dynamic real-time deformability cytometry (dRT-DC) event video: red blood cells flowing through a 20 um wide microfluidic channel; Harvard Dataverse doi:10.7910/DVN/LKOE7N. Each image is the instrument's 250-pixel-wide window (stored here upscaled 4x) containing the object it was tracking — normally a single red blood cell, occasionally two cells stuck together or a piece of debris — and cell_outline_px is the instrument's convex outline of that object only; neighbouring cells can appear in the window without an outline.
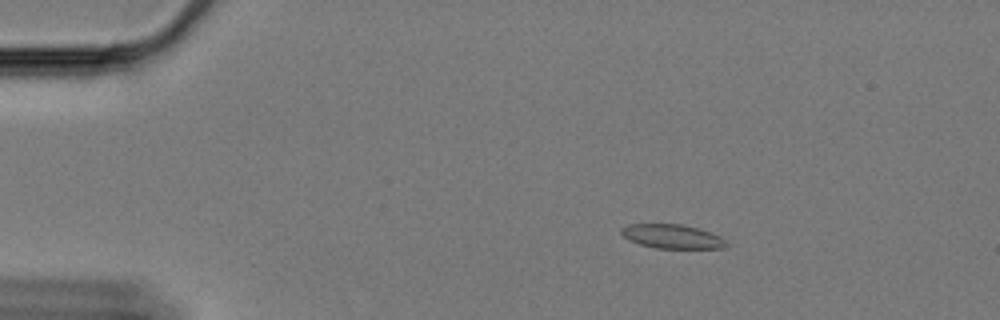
{"species": "Egyptian fruit bat (a non-hibernating species)", "species_latin": "Rousettus aegyptiacus", "temperature_condition": "cold", "stored_images_in_passage": 61, "camera_frame_rate_fps": 3000, "um_per_image_px": 0.085, "animal": {"sex": "female"}, "frame": {"image": 1, "passage_image": 11, "time_ms": 3.333, "image_size_px": [1000, 320], "cell_outline_px": [[728, 244], [724, 248], [656, 248], [640, 244], [628, 240], [620, 232], [620, 228], [628, 224], [680, 224], [696, 228], [720, 236]], "centroid_in_image_um": [57.09, 20.1], "position_along_channel_um": 27.9, "area_um2": 14.57}}
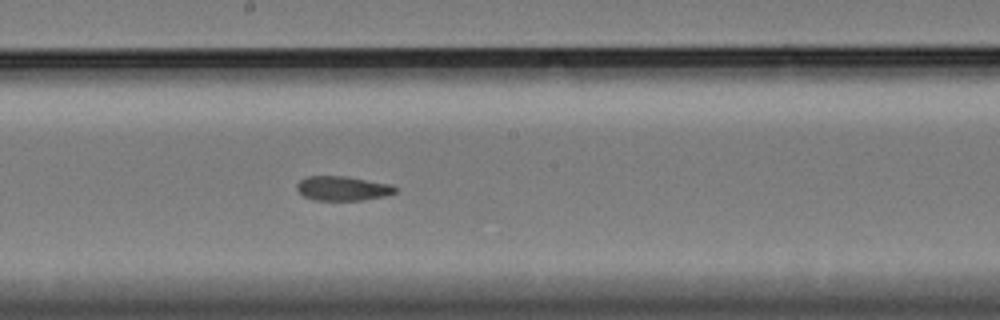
{"frame": {"image": 2, "passage_image": 34, "time_ms": 11.0, "image_size_px": [1000, 320], "cell_outline_px": [[400, 188], [396, 192], [384, 196], [364, 200], [312, 200], [304, 196], [296, 188], [296, 184], [300, 180], [308, 176], [344, 176], [388, 184]], "centroid_in_image_um": [29.11, 16.02], "position_along_channel_um": 219.1, "area_um2": 13.93}}
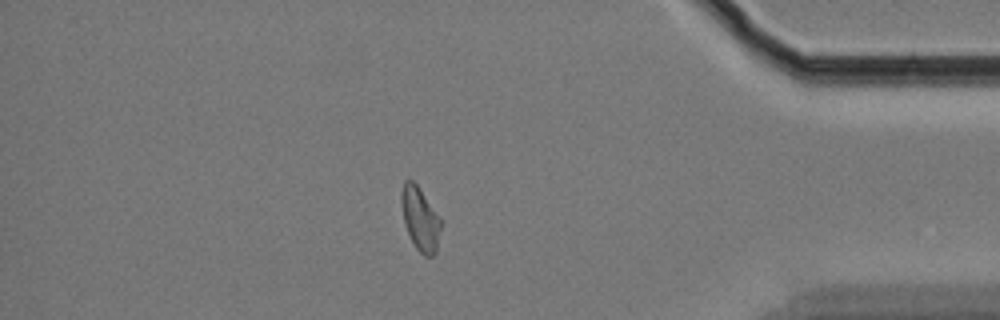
{"frame": {"image": 3, "passage_image": 53, "time_ms": 17.333, "image_size_px": [1000, 320], "cell_outline_px": [[440, 228], [436, 252], [432, 256], [424, 256], [416, 248], [404, 224], [400, 200], [400, 192], [404, 180], [412, 180], [420, 188], [440, 216]], "centroid_in_image_um": [35.69, 18.56], "position_along_channel_um": 399.5, "area_um2": 14.62}, "authors_computed_cell_mechanics": {"area_um2": 14.739, "velocity_mm_per_s": 3.3341, "shape_relaxation_time_tau1_ms": null, "shape_relaxation_time_tau2_ms": 4.1096, "deformation_change_tau1": null, "deformation_change_tau2": 0.1013}}